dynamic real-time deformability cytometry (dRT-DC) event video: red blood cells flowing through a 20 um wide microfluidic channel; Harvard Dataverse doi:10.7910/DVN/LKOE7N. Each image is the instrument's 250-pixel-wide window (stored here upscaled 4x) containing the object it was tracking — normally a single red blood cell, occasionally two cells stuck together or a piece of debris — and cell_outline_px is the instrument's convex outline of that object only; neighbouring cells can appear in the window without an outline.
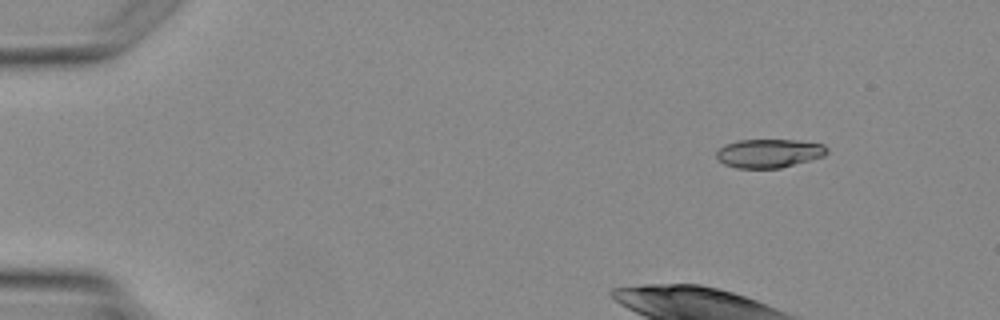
{"species": "Egyptian fruit bat (a non-hibernating species)", "species_latin": "Rousettus aegyptiacus", "temperature_condition": "warm", "stored_images_in_passage": 4, "segment_of_instrument_passage": [1, 2], "camera_frame_rate_fps": 3000, "um_per_image_px": 0.085, "animal": {"sex": "female"}, "frame": {"image": 1, "passage_image": 1, "time_ms": 0.0, "image_size_px": [1000, 320], "cell_outline_px": [[828, 152], [824, 156], [780, 168], [736, 168], [724, 164], [716, 156], [716, 152], [724, 144], [740, 140], [796, 140], [824, 144], [828, 148]], "centroid_in_image_um": [65.37, 13.02], "position_along_channel_um": 19.6, "area_um2": 18.44}}